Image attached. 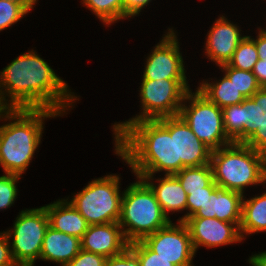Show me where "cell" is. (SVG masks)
Masks as SVG:
<instances>
[{"mask_svg": "<svg viewBox=\"0 0 266 266\" xmlns=\"http://www.w3.org/2000/svg\"><path fill=\"white\" fill-rule=\"evenodd\" d=\"M168 29L147 57L142 79H187L176 32Z\"/></svg>", "mask_w": 266, "mask_h": 266, "instance_id": "11", "label": "cell"}, {"mask_svg": "<svg viewBox=\"0 0 266 266\" xmlns=\"http://www.w3.org/2000/svg\"><path fill=\"white\" fill-rule=\"evenodd\" d=\"M197 89L221 109L240 104L246 99L225 74L219 81L203 80Z\"/></svg>", "mask_w": 266, "mask_h": 266, "instance_id": "22", "label": "cell"}, {"mask_svg": "<svg viewBox=\"0 0 266 266\" xmlns=\"http://www.w3.org/2000/svg\"><path fill=\"white\" fill-rule=\"evenodd\" d=\"M104 266H139L137 255L127 247L121 254L106 259Z\"/></svg>", "mask_w": 266, "mask_h": 266, "instance_id": "33", "label": "cell"}, {"mask_svg": "<svg viewBox=\"0 0 266 266\" xmlns=\"http://www.w3.org/2000/svg\"><path fill=\"white\" fill-rule=\"evenodd\" d=\"M258 30L256 39L249 37L255 42L259 59L266 62V30L264 28H258Z\"/></svg>", "mask_w": 266, "mask_h": 266, "instance_id": "36", "label": "cell"}, {"mask_svg": "<svg viewBox=\"0 0 266 266\" xmlns=\"http://www.w3.org/2000/svg\"><path fill=\"white\" fill-rule=\"evenodd\" d=\"M81 250V239L48 227L42 243L40 259L66 266Z\"/></svg>", "mask_w": 266, "mask_h": 266, "instance_id": "19", "label": "cell"}, {"mask_svg": "<svg viewBox=\"0 0 266 266\" xmlns=\"http://www.w3.org/2000/svg\"><path fill=\"white\" fill-rule=\"evenodd\" d=\"M218 185L212 181L203 190L188 191L187 192V204H186V214L178 219V221L184 222L187 218L193 216L200 207H203L208 201H210L211 192Z\"/></svg>", "mask_w": 266, "mask_h": 266, "instance_id": "29", "label": "cell"}, {"mask_svg": "<svg viewBox=\"0 0 266 266\" xmlns=\"http://www.w3.org/2000/svg\"><path fill=\"white\" fill-rule=\"evenodd\" d=\"M104 24L111 25L124 19L123 0H81Z\"/></svg>", "mask_w": 266, "mask_h": 266, "instance_id": "25", "label": "cell"}, {"mask_svg": "<svg viewBox=\"0 0 266 266\" xmlns=\"http://www.w3.org/2000/svg\"><path fill=\"white\" fill-rule=\"evenodd\" d=\"M128 244L118 222L89 225L81 238V249L106 258L121 254Z\"/></svg>", "mask_w": 266, "mask_h": 266, "instance_id": "15", "label": "cell"}, {"mask_svg": "<svg viewBox=\"0 0 266 266\" xmlns=\"http://www.w3.org/2000/svg\"><path fill=\"white\" fill-rule=\"evenodd\" d=\"M243 194L217 186L203 207L189 218H217L229 223H241Z\"/></svg>", "mask_w": 266, "mask_h": 266, "instance_id": "17", "label": "cell"}, {"mask_svg": "<svg viewBox=\"0 0 266 266\" xmlns=\"http://www.w3.org/2000/svg\"><path fill=\"white\" fill-rule=\"evenodd\" d=\"M142 241L158 256L175 266H194L192 260L196 252L184 222L178 221L175 225L171 221Z\"/></svg>", "mask_w": 266, "mask_h": 266, "instance_id": "10", "label": "cell"}, {"mask_svg": "<svg viewBox=\"0 0 266 266\" xmlns=\"http://www.w3.org/2000/svg\"><path fill=\"white\" fill-rule=\"evenodd\" d=\"M223 125L227 137L234 143H243V131L245 128V106L234 104L222 109Z\"/></svg>", "mask_w": 266, "mask_h": 266, "instance_id": "24", "label": "cell"}, {"mask_svg": "<svg viewBox=\"0 0 266 266\" xmlns=\"http://www.w3.org/2000/svg\"><path fill=\"white\" fill-rule=\"evenodd\" d=\"M114 140L115 154L135 175L181 171V161H176L175 116L132 122Z\"/></svg>", "mask_w": 266, "mask_h": 266, "instance_id": "2", "label": "cell"}, {"mask_svg": "<svg viewBox=\"0 0 266 266\" xmlns=\"http://www.w3.org/2000/svg\"><path fill=\"white\" fill-rule=\"evenodd\" d=\"M266 232V192L246 200L243 196L240 233L246 235ZM246 234V235H245Z\"/></svg>", "mask_w": 266, "mask_h": 266, "instance_id": "21", "label": "cell"}, {"mask_svg": "<svg viewBox=\"0 0 266 266\" xmlns=\"http://www.w3.org/2000/svg\"><path fill=\"white\" fill-rule=\"evenodd\" d=\"M220 69L223 72L225 71V75L234 83L245 98H250L261 88L252 71L239 70L227 64L220 66Z\"/></svg>", "mask_w": 266, "mask_h": 266, "instance_id": "27", "label": "cell"}, {"mask_svg": "<svg viewBox=\"0 0 266 266\" xmlns=\"http://www.w3.org/2000/svg\"><path fill=\"white\" fill-rule=\"evenodd\" d=\"M0 266H18L14 261L6 232H0Z\"/></svg>", "mask_w": 266, "mask_h": 266, "instance_id": "34", "label": "cell"}, {"mask_svg": "<svg viewBox=\"0 0 266 266\" xmlns=\"http://www.w3.org/2000/svg\"><path fill=\"white\" fill-rule=\"evenodd\" d=\"M61 116L48 109H1L0 166L4 173L22 175L41 143L44 120ZM11 120V121H10Z\"/></svg>", "mask_w": 266, "mask_h": 266, "instance_id": "3", "label": "cell"}, {"mask_svg": "<svg viewBox=\"0 0 266 266\" xmlns=\"http://www.w3.org/2000/svg\"><path fill=\"white\" fill-rule=\"evenodd\" d=\"M184 223L188 227L195 252L201 246L208 249L243 240L241 223H229L217 218H187Z\"/></svg>", "mask_w": 266, "mask_h": 266, "instance_id": "12", "label": "cell"}, {"mask_svg": "<svg viewBox=\"0 0 266 266\" xmlns=\"http://www.w3.org/2000/svg\"><path fill=\"white\" fill-rule=\"evenodd\" d=\"M49 219V226L53 229L82 238L87 231L88 223L67 199H58L44 206Z\"/></svg>", "mask_w": 266, "mask_h": 266, "instance_id": "20", "label": "cell"}, {"mask_svg": "<svg viewBox=\"0 0 266 266\" xmlns=\"http://www.w3.org/2000/svg\"><path fill=\"white\" fill-rule=\"evenodd\" d=\"M187 102L190 105H187ZM178 115L212 151L233 143L224 129L222 109L198 89L195 92H187Z\"/></svg>", "mask_w": 266, "mask_h": 266, "instance_id": "8", "label": "cell"}, {"mask_svg": "<svg viewBox=\"0 0 266 266\" xmlns=\"http://www.w3.org/2000/svg\"><path fill=\"white\" fill-rule=\"evenodd\" d=\"M128 247L137 255L139 266H175L158 256L142 240L129 243Z\"/></svg>", "mask_w": 266, "mask_h": 266, "instance_id": "31", "label": "cell"}, {"mask_svg": "<svg viewBox=\"0 0 266 266\" xmlns=\"http://www.w3.org/2000/svg\"><path fill=\"white\" fill-rule=\"evenodd\" d=\"M21 176L5 173L0 176V210L10 208L17 198V182Z\"/></svg>", "mask_w": 266, "mask_h": 266, "instance_id": "30", "label": "cell"}, {"mask_svg": "<svg viewBox=\"0 0 266 266\" xmlns=\"http://www.w3.org/2000/svg\"><path fill=\"white\" fill-rule=\"evenodd\" d=\"M106 257L83 249L66 266H104Z\"/></svg>", "mask_w": 266, "mask_h": 266, "instance_id": "32", "label": "cell"}, {"mask_svg": "<svg viewBox=\"0 0 266 266\" xmlns=\"http://www.w3.org/2000/svg\"><path fill=\"white\" fill-rule=\"evenodd\" d=\"M242 104L246 115L243 143L266 156V87H261Z\"/></svg>", "mask_w": 266, "mask_h": 266, "instance_id": "14", "label": "cell"}, {"mask_svg": "<svg viewBox=\"0 0 266 266\" xmlns=\"http://www.w3.org/2000/svg\"><path fill=\"white\" fill-rule=\"evenodd\" d=\"M248 261L252 266H266V251L252 255Z\"/></svg>", "mask_w": 266, "mask_h": 266, "instance_id": "38", "label": "cell"}, {"mask_svg": "<svg viewBox=\"0 0 266 266\" xmlns=\"http://www.w3.org/2000/svg\"><path fill=\"white\" fill-rule=\"evenodd\" d=\"M141 82V112L125 122L113 124L114 138L132 122L177 116L190 90L186 79H142Z\"/></svg>", "mask_w": 266, "mask_h": 266, "instance_id": "6", "label": "cell"}, {"mask_svg": "<svg viewBox=\"0 0 266 266\" xmlns=\"http://www.w3.org/2000/svg\"><path fill=\"white\" fill-rule=\"evenodd\" d=\"M22 1H24L26 4H28L32 9H33L35 3L38 2V0H22Z\"/></svg>", "mask_w": 266, "mask_h": 266, "instance_id": "39", "label": "cell"}, {"mask_svg": "<svg viewBox=\"0 0 266 266\" xmlns=\"http://www.w3.org/2000/svg\"><path fill=\"white\" fill-rule=\"evenodd\" d=\"M120 177L110 174L93 179L70 199L88 225L119 222L121 215Z\"/></svg>", "mask_w": 266, "mask_h": 266, "instance_id": "7", "label": "cell"}, {"mask_svg": "<svg viewBox=\"0 0 266 266\" xmlns=\"http://www.w3.org/2000/svg\"><path fill=\"white\" fill-rule=\"evenodd\" d=\"M141 178L153 191L163 213L168 216L170 212H182L186 210L187 193L174 174H167L163 178L156 179L157 185L152 181L153 175H135Z\"/></svg>", "mask_w": 266, "mask_h": 266, "instance_id": "18", "label": "cell"}, {"mask_svg": "<svg viewBox=\"0 0 266 266\" xmlns=\"http://www.w3.org/2000/svg\"><path fill=\"white\" fill-rule=\"evenodd\" d=\"M12 227L5 232L14 261L18 266H34L35 261L40 259L42 243L49 227L45 207L22 210Z\"/></svg>", "mask_w": 266, "mask_h": 266, "instance_id": "9", "label": "cell"}, {"mask_svg": "<svg viewBox=\"0 0 266 266\" xmlns=\"http://www.w3.org/2000/svg\"><path fill=\"white\" fill-rule=\"evenodd\" d=\"M151 0H123L124 18L139 15L141 10L150 3Z\"/></svg>", "mask_w": 266, "mask_h": 266, "instance_id": "35", "label": "cell"}, {"mask_svg": "<svg viewBox=\"0 0 266 266\" xmlns=\"http://www.w3.org/2000/svg\"><path fill=\"white\" fill-rule=\"evenodd\" d=\"M175 148L181 170L210 164L212 150L197 138L179 115L175 116Z\"/></svg>", "mask_w": 266, "mask_h": 266, "instance_id": "16", "label": "cell"}, {"mask_svg": "<svg viewBox=\"0 0 266 266\" xmlns=\"http://www.w3.org/2000/svg\"><path fill=\"white\" fill-rule=\"evenodd\" d=\"M213 181L244 195V189L266 183V156L244 143H231L212 151Z\"/></svg>", "mask_w": 266, "mask_h": 266, "instance_id": "4", "label": "cell"}, {"mask_svg": "<svg viewBox=\"0 0 266 266\" xmlns=\"http://www.w3.org/2000/svg\"><path fill=\"white\" fill-rule=\"evenodd\" d=\"M239 26L220 16L210 28L205 43L207 58L217 66L228 64L239 43L244 39Z\"/></svg>", "mask_w": 266, "mask_h": 266, "instance_id": "13", "label": "cell"}, {"mask_svg": "<svg viewBox=\"0 0 266 266\" xmlns=\"http://www.w3.org/2000/svg\"><path fill=\"white\" fill-rule=\"evenodd\" d=\"M31 7L22 0H0V31L13 26L31 11Z\"/></svg>", "mask_w": 266, "mask_h": 266, "instance_id": "28", "label": "cell"}, {"mask_svg": "<svg viewBox=\"0 0 266 266\" xmlns=\"http://www.w3.org/2000/svg\"><path fill=\"white\" fill-rule=\"evenodd\" d=\"M258 60L255 42L245 35L227 65L239 70L252 71Z\"/></svg>", "mask_w": 266, "mask_h": 266, "instance_id": "26", "label": "cell"}, {"mask_svg": "<svg viewBox=\"0 0 266 266\" xmlns=\"http://www.w3.org/2000/svg\"><path fill=\"white\" fill-rule=\"evenodd\" d=\"M77 97L33 49L0 71L1 109H48L63 116Z\"/></svg>", "mask_w": 266, "mask_h": 266, "instance_id": "1", "label": "cell"}, {"mask_svg": "<svg viewBox=\"0 0 266 266\" xmlns=\"http://www.w3.org/2000/svg\"><path fill=\"white\" fill-rule=\"evenodd\" d=\"M252 72L255 75L258 84L261 87H266V62L259 59L254 65Z\"/></svg>", "mask_w": 266, "mask_h": 266, "instance_id": "37", "label": "cell"}, {"mask_svg": "<svg viewBox=\"0 0 266 266\" xmlns=\"http://www.w3.org/2000/svg\"><path fill=\"white\" fill-rule=\"evenodd\" d=\"M186 191L203 190L213 181L211 164L199 167H185L174 174Z\"/></svg>", "mask_w": 266, "mask_h": 266, "instance_id": "23", "label": "cell"}, {"mask_svg": "<svg viewBox=\"0 0 266 266\" xmlns=\"http://www.w3.org/2000/svg\"><path fill=\"white\" fill-rule=\"evenodd\" d=\"M137 179L124 189L118 222L128 243L141 241L171 222L151 188L141 178Z\"/></svg>", "mask_w": 266, "mask_h": 266, "instance_id": "5", "label": "cell"}]
</instances>
